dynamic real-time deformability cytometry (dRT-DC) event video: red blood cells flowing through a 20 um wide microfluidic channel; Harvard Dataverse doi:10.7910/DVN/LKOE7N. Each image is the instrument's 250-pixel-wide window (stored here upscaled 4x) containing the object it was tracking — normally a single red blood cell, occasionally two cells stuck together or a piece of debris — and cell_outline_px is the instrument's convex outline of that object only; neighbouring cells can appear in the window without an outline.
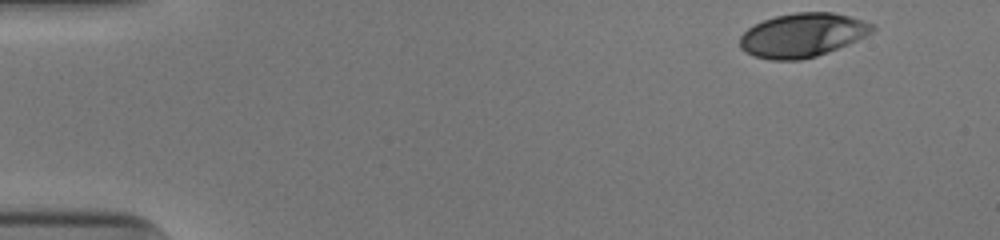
{"species": "human", "species_latin": "Homo sapiens", "temperature_condition": "cold", "stored_images_in_passage": 40, "camera_frame_rate_fps": 3000, "um_per_image_px": 0.085, "donor": {"sex": "male"}, "frame": {"image": 1, "passage_image": 1, "time_ms": 0.0, "image_size_px": [1000, 240], "cell_outline_px": [[876, 28], [872, 32], [848, 44], [828, 52], [816, 56], [800, 60], [772, 60], [756, 56], [744, 52], [740, 48], [740, 36], [748, 28], [764, 20], [776, 16], [796, 12], [832, 12], [848, 16], [872, 24]], "centroid_in_image_um": [68.18, 2.99], "position_along_channel_um": 16.8, "area_um2": 33.58}}
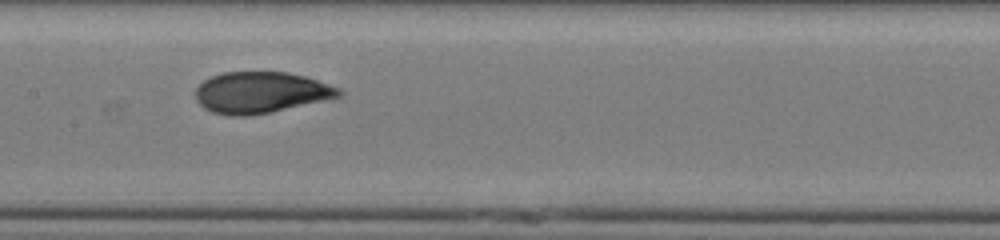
{"frame": {"image": 2, "passage_image": 23, "time_ms": 7.333, "image_size_px": [1000, 240], "cell_outline_px": [[344, 96], [268, 112], [244, 116], [232, 116], [212, 112], [204, 108], [196, 100], [196, 88], [204, 80], [212, 76], [224, 72], [288, 72], [304, 76], [340, 88], [344, 92]], "centroid_in_image_um": [22.17, 7.85], "position_along_channel_um": 185.2, "area_um2": 34.22}}
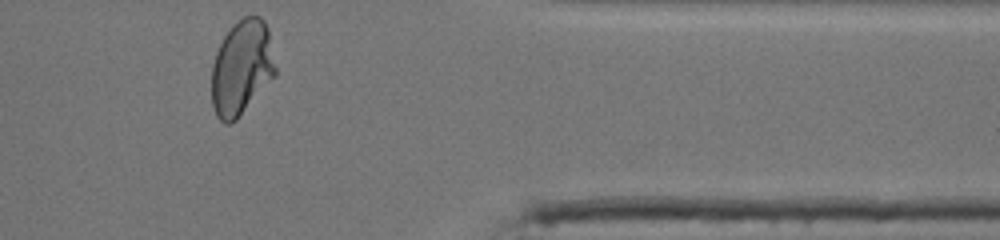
{"frame": {"image": 3, "passage_image": 40, "time_ms": 13.0, "image_size_px": [1000, 240], "cell_outline_px": [[276, 76], [236, 120], [228, 124], [224, 124], [216, 116], [212, 104], [212, 64], [216, 52], [224, 36], [232, 24], [244, 16], [260, 16], [264, 20], [268, 28], [276, 68]], "centroid_in_image_um": [20.55, 5.76], "position_along_channel_um": 390.9, "area_um2": 35.55}, "authors_computed_cell_mechanics": {"area_um2": 34.3332, "velocity_mm_per_s": 3.943, "shape_relaxation_time_tau1_ms": 5.1118, "shape_relaxation_time_tau2_ms": 0.8696, "deformation_change_tau1": 0.201, "deformation_change_tau2": 0.0494}}